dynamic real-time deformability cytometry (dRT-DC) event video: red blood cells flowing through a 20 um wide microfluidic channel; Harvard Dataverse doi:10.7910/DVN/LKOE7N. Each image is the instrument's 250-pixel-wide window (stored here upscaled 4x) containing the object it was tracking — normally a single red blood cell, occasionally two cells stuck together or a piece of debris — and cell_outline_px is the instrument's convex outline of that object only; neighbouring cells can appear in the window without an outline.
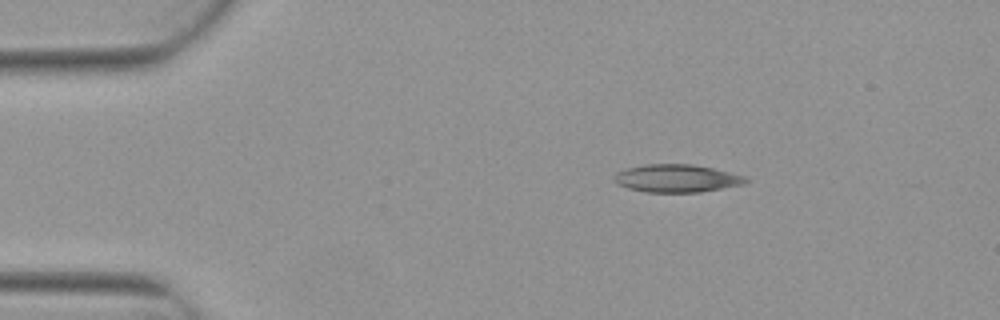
{"species": "Egyptian fruit bat (a non-hibernating species)", "species_latin": "Rousettus aegyptiacus", "temperature_condition": "warm", "stored_images_in_passage": 6, "camera_frame_rate_fps": 3000, "um_per_image_px": 0.085, "animal": {"sex": "female"}, "frame": {"image": 1, "passage_image": 1, "time_ms": 0.0, "image_size_px": [1000, 320], "cell_outline_px": [[748, 180], [744, 184], [700, 192], [644, 192], [628, 188], [616, 184], [612, 180], [612, 176], [616, 172], [628, 168], [644, 164], [692, 164], [712, 168], [744, 176]], "centroid_in_image_um": [57.45, 15.16], "position_along_channel_um": 27.6, "area_um2": 21.33}}
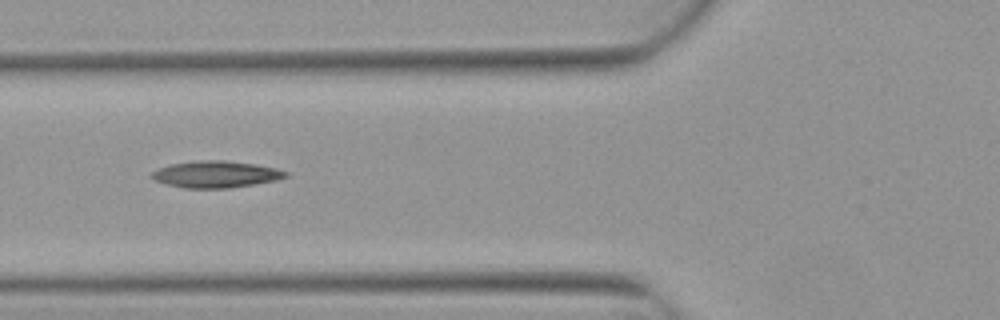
{"frame": {"image": 2, "passage_image": 4, "time_ms": 1.0, "image_size_px": [1000, 320], "cell_outline_px": [[288, 176], [276, 180], [256, 184], [228, 188], [184, 188], [168, 184], [156, 180], [148, 176], [152, 172], [168, 164], [196, 160], [224, 160], [256, 164], [276, 168], [288, 172]], "centroid_in_image_um": [18.35, 14.81], "position_along_channel_um": 107.4, "area_um2": 20.92}}
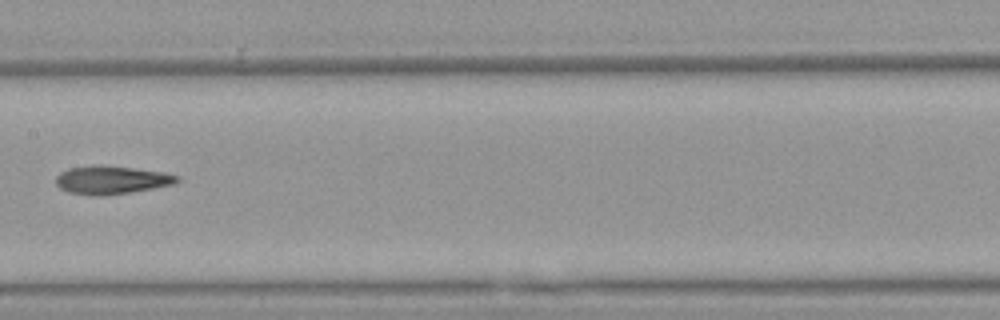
{"frame": {"image": 3, "passage_image": 6, "time_ms": 1.667, "image_size_px": [1000, 320], "cell_outline_px": [[180, 180], [172, 184], [152, 188], [128, 192], [100, 196], [92, 196], [68, 192], [60, 188], [56, 184], [56, 176], [60, 172], [68, 168], [92, 164], [100, 164], [164, 172], [180, 176]], "centroid_in_image_um": [9.42, 15.28], "position_along_channel_um": 198.0, "area_um2": 20.0}}